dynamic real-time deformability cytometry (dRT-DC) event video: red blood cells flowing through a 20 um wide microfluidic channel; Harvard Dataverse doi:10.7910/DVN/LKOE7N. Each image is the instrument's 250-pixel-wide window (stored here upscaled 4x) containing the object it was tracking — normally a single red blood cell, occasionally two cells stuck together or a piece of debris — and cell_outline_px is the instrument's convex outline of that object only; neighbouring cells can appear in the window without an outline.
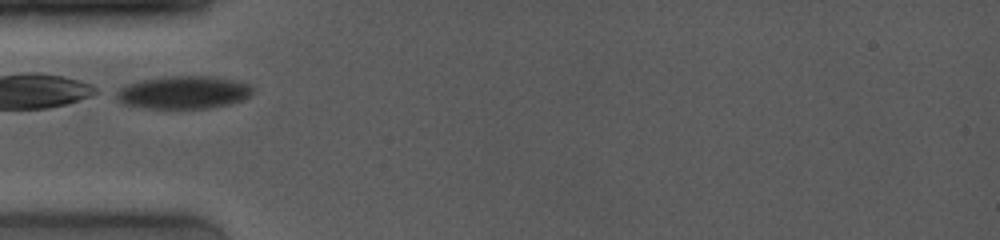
{"species": "common noctule bat (a hibernating species)", "species_latin": "Nyctalus noctula", "temperature_condition": "room temperature", "stored_images_in_passage": 2, "camera_frame_rate_fps": 4000, "um_per_image_px": 0.085, "animal": {"sex": "female", "body_mass_g": 19.0, "forearm_length_mm": 53.3}, "frame": {"image": 1, "passage_image": 1, "time_ms": 0.0, "image_size_px": [1000, 240], "cell_outline_px": [[252, 92], [244, 100], [232, 104], [212, 108], [144, 108], [124, 104], [112, 92], [128, 84], [140, 80], [172, 76], [208, 76], [232, 80], [248, 84], [252, 88]], "centroid_in_image_um": [15.59, 7.86], "position_along_channel_um": 69.4, "area_um2": 26.01}}